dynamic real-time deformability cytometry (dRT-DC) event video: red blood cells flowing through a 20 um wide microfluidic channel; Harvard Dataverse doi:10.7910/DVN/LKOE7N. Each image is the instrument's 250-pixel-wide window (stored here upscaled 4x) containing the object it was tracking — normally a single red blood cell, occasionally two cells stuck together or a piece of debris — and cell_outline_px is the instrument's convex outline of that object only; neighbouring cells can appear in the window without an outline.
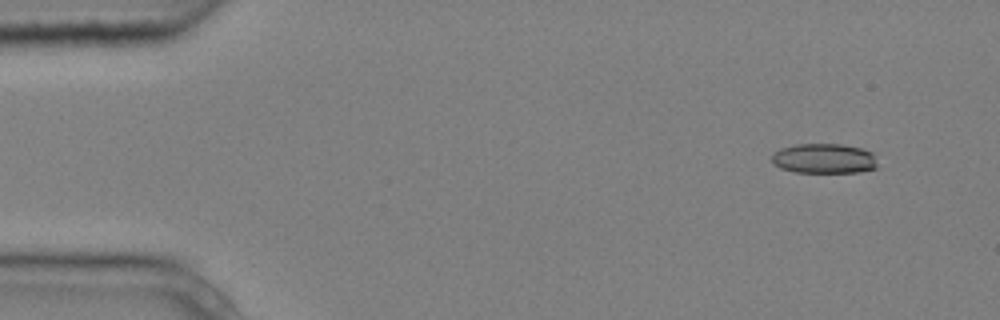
{"species": "common noctule bat (a hibernating species)", "species_latin": "Nyctalus noctula", "temperature_condition": "cold", "stored_images_in_passage": 5, "camera_frame_rate_fps": 3000, "um_per_image_px": 0.085, "animal": {"sex": "male", "body_mass_g": 20.4}, "frame": {"image": 1, "passage_image": 1, "time_ms": 0.0, "image_size_px": [1000, 320], "cell_outline_px": [[880, 168], [860, 172], [796, 172], [780, 168], [772, 160], [772, 152], [780, 148], [796, 144], [840, 144], [864, 148], [872, 152]], "centroid_in_image_um": [70.09, 13.47], "position_along_channel_um": 14.9, "area_um2": 18.67}}
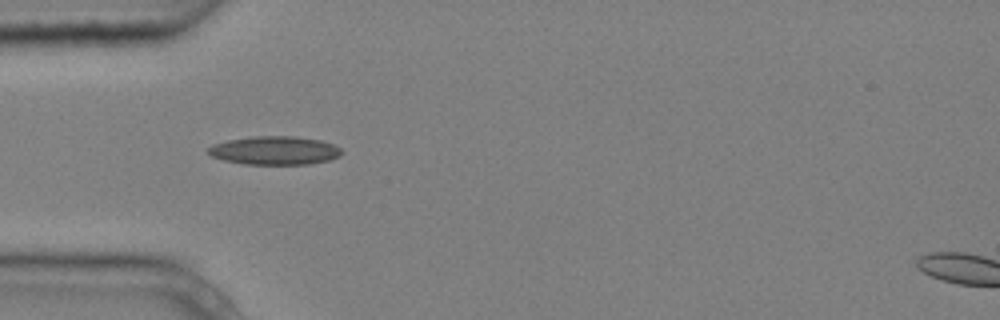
{"frame": {"image": 2, "passage_image": 4, "time_ms": 1.0, "image_size_px": [1000, 320], "cell_outline_px": [[344, 152], [340, 156], [328, 160], [308, 164], [244, 164], [224, 160], [212, 156], [208, 152], [208, 148], [212, 144], [228, 140], [252, 136], [296, 136], [320, 140], [332, 144], [340, 148]], "centroid_in_image_um": [23.35, 12.78], "position_along_channel_um": 61.6, "area_um2": 22.14}}